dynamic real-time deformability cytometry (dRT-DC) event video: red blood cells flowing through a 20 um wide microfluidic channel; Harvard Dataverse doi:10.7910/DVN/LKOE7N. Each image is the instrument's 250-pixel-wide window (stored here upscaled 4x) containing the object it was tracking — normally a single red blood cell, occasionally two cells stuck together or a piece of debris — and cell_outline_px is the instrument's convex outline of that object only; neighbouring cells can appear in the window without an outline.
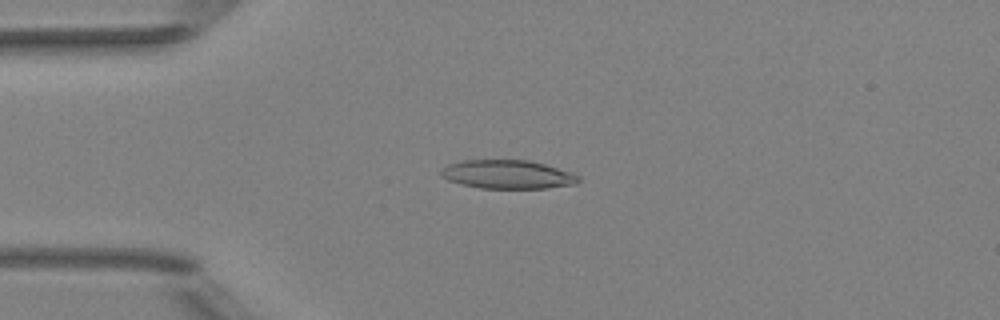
{"species": "Egyptian fruit bat (a non-hibernating species)", "species_latin": "Rousettus aegyptiacus", "temperature_condition": "room temperature", "stored_images_in_passage": 50, "camera_frame_rate_fps": 3000, "um_per_image_px": 0.085, "animal": {"sex": "female"}, "frame": {"image": 1, "passage_image": 12, "time_ms": 3.667, "image_size_px": [1000, 320], "cell_outline_px": [[580, 180], [576, 184], [544, 188], [480, 188], [460, 184], [448, 180], [440, 176], [440, 172], [448, 164], [460, 160], [528, 160], [544, 164], [572, 172], [580, 176]], "centroid_in_image_um": [43.14, 14.82], "position_along_channel_um": 41.9, "area_um2": 23.0}}
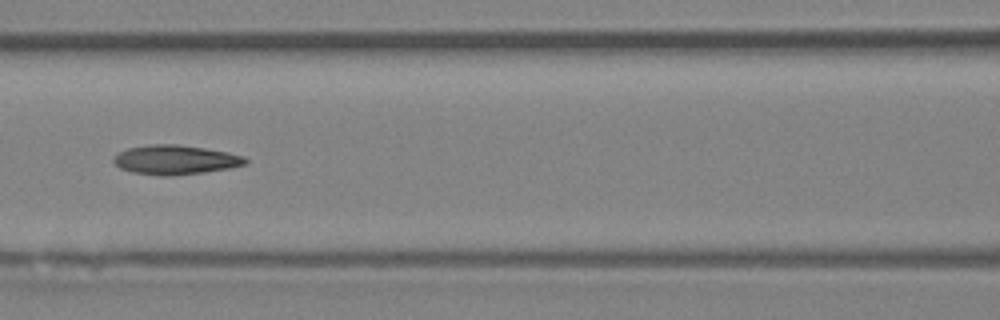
{"frame": {"image": 2, "passage_image": 22, "time_ms": 7.0, "image_size_px": [1000, 320], "cell_outline_px": [[248, 164], [232, 168], [204, 172], [168, 176], [160, 176], [132, 172], [120, 168], [112, 160], [112, 156], [128, 148], [148, 144], [176, 144], [204, 148], [228, 152], [244, 156], [248, 160]], "centroid_in_image_um": [14.92, 13.58], "position_along_channel_um": 151.7, "area_um2": 22.72}}
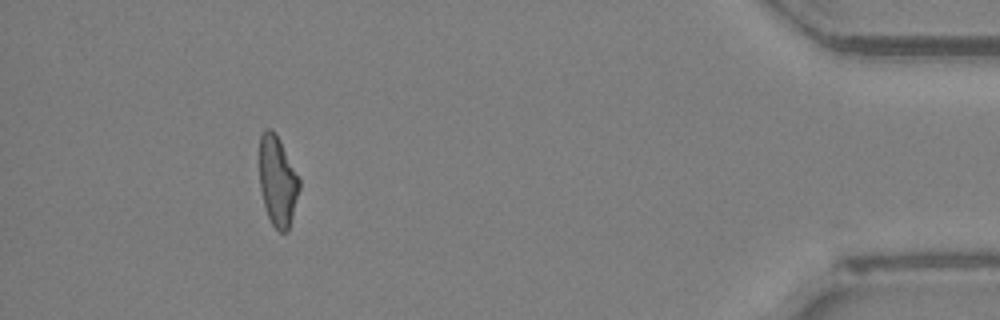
{"frame": {"image": 3, "passage_image": 46, "time_ms": 15.0, "image_size_px": [1000, 320], "cell_outline_px": [[300, 188], [288, 232], [280, 232], [272, 224], [268, 216], [264, 204], [260, 188], [260, 136], [264, 128], [272, 128], [276, 132], [300, 180]], "centroid_in_image_um": [23.59, 15.37], "position_along_channel_um": 411.6, "area_um2": 20.87}, "authors_computed_cell_mechanics": {"area_um2": 22.1085, "velocity_mm_per_s": 4.0168, "shape_relaxation_time_tau1_ms": null, "shape_relaxation_time_tau2_ms": 4.4139, "deformation_change_tau1": null, "deformation_change_tau2": 0.1394}}